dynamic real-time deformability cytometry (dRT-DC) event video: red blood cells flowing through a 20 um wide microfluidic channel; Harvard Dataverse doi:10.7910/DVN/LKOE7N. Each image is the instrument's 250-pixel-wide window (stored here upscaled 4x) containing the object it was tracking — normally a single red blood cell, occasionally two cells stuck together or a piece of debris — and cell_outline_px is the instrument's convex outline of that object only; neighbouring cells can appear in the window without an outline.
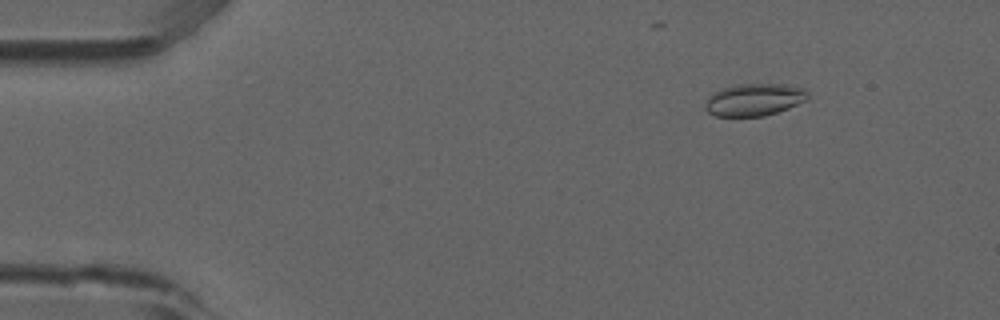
{"species": "common noctule bat (a hibernating species)", "species_latin": "Nyctalus noctula", "temperature_condition": "room temperature", "stored_images_in_passage": 7, "camera_frame_rate_fps": 3000, "um_per_image_px": 0.085, "animal": {"sex": "male", "forearm_length_mm": 52.5}, "frame": {"image": 1, "passage_image": 2, "time_ms": 0.333, "image_size_px": [1000, 320], "cell_outline_px": [[808, 100], [788, 108], [764, 116], [716, 116], [708, 112], [704, 108], [704, 104], [708, 96], [720, 88], [740, 84], [784, 84], [804, 88], [808, 92]], "centroid_in_image_um": [64.1, 8.47], "position_along_channel_um": 20.9, "area_um2": 19.42}}
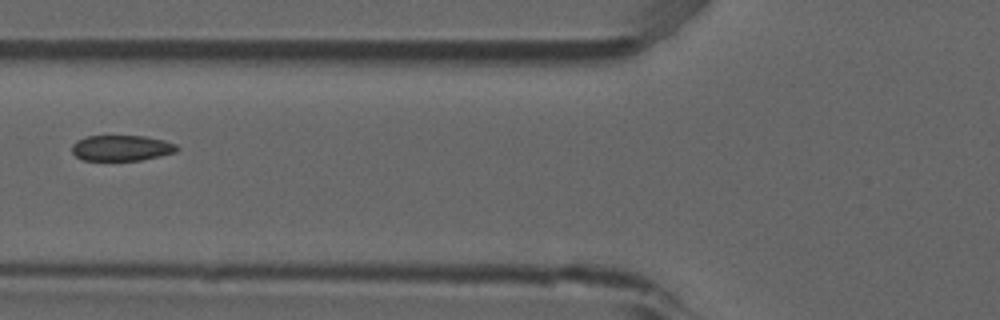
{"frame": {"image": 2, "passage_image": 6, "time_ms": 1.667, "image_size_px": [1000, 320], "cell_outline_px": [[180, 148], [176, 152], [160, 156], [140, 160], [84, 160], [76, 156], [72, 152], [72, 144], [76, 140], [88, 136], [144, 136], [164, 140], [176, 144]], "centroid_in_image_um": [10.34, 12.57], "position_along_channel_um": 115.5, "area_um2": 15.72}}
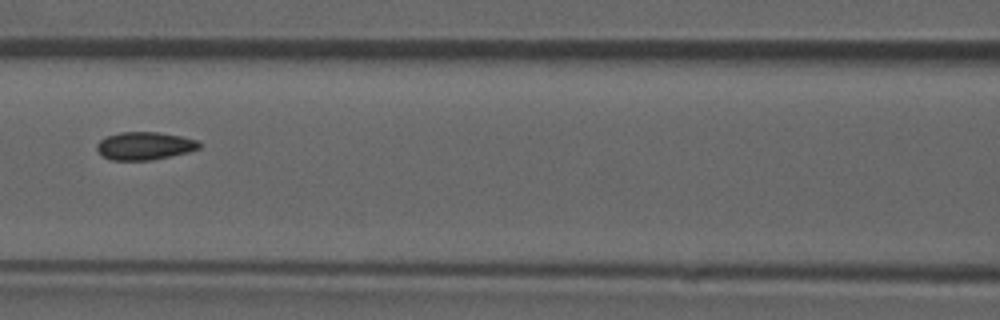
{"frame": {"image": 3, "passage_image": 7, "time_ms": 2.0, "image_size_px": [1000, 320], "cell_outline_px": [[200, 148], [188, 152], [152, 160], [112, 160], [104, 156], [96, 148], [96, 144], [100, 140], [108, 136], [120, 132], [160, 132], [180, 136], [196, 140], [200, 144]], "centroid_in_image_um": [12.29, 12.39], "position_along_channel_um": 154.3, "area_um2": 16.47}}